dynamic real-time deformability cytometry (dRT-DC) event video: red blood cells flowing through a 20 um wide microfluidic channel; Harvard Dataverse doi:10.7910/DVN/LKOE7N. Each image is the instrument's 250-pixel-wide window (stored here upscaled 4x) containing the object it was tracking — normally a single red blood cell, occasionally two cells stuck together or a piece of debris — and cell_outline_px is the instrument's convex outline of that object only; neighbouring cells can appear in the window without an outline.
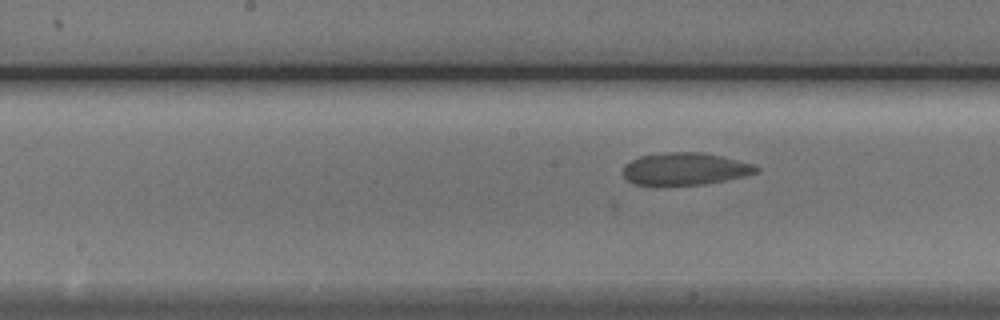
{"species": "Egyptian fruit bat (a non-hibernating species)", "species_latin": "Rousettus aegyptiacus", "temperature_condition": "cold", "stored_images_in_passage": 8, "camera_frame_rate_fps": 3000, "um_per_image_px": 0.085, "animal": {"sex": "male"}, "frame": {"image": 1, "passage_image": 8, "time_ms": 9.0, "image_size_px": [1000, 320], "cell_outline_px": [[760, 172], [748, 176], [728, 180], [704, 184], [632, 184], [624, 176], [624, 164], [640, 156], [664, 152], [704, 152], [752, 164], [760, 168]], "centroid_in_image_um": [58.27, 14.35], "position_along_channel_um": 189.9, "area_um2": 24.97}}